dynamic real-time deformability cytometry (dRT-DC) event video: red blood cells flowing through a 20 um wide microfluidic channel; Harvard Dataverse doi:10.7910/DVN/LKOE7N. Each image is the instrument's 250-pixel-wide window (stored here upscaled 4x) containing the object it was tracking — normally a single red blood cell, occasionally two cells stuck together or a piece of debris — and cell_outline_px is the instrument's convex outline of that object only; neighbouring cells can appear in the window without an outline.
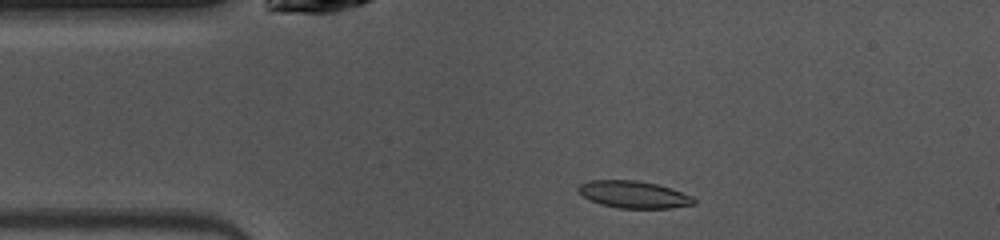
{"species": "common noctule bat (a hibernating species)", "species_latin": "Nyctalus noctula", "temperature_condition": "warm", "stored_images_in_passage": 42, "camera_frame_rate_fps": 3000, "um_per_image_px": 0.085, "animal": {"sex": "female", "body_mass_g": 10.0, "forearm_length_mm": 53.1}, "frame": {"image": 1, "passage_image": 3, "time_ms": 0.667, "image_size_px": [1000, 240], "cell_outline_px": [[696, 204], [668, 208], [616, 208], [600, 204], [588, 200], [576, 188], [580, 184], [588, 180], [636, 180], [656, 184], [672, 188], [692, 196], [696, 200]], "centroid_in_image_um": [53.86, 16.53], "position_along_channel_um": 31.1, "area_um2": 18.38}}
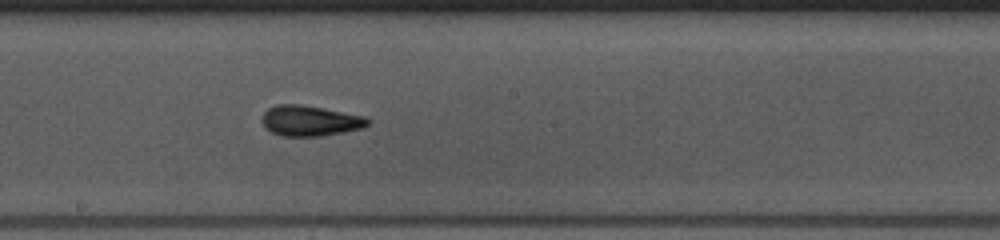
{"frame": {"image": 2, "passage_image": 19, "time_ms": 6.0, "image_size_px": [1000, 240], "cell_outline_px": [[372, 120], [364, 128], [344, 132], [320, 136], [284, 136], [272, 132], [264, 128], [260, 120], [264, 112], [268, 108], [276, 104], [300, 104], [324, 108], [368, 116]], "centroid_in_image_um": [26.38, 10.25], "position_along_channel_um": 221.8, "area_um2": 19.19}}
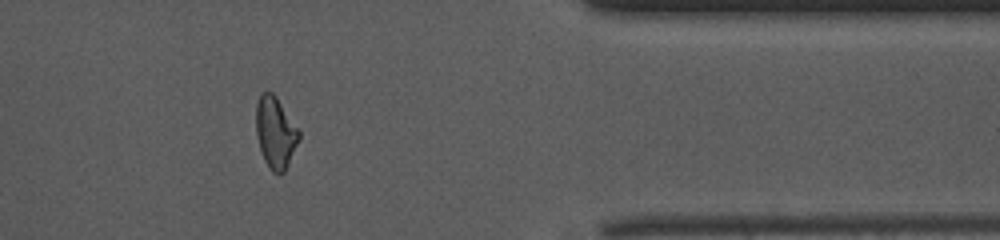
{"frame": {"image": 3, "passage_image": 33, "time_ms": 10.667, "image_size_px": [1000, 240], "cell_outline_px": [[300, 140], [284, 172], [280, 176], [272, 172], [268, 168], [264, 160], [256, 136], [256, 104], [260, 96], [264, 92], [272, 92], [276, 96], [300, 132]], "centroid_in_image_um": [23.41, 11.31], "position_along_channel_um": 388.0, "area_um2": 17.92}, "authors_computed_cell_mechanics": {"area_um2": 18.0914, "velocity_mm_per_s": 4.0728, "shape_relaxation_time_tau1_ms": 3.8655, "shape_relaxation_time_tau2_ms": 3.7831, "deformation_change_tau1": 0.1663, "deformation_change_tau2": 0.0896}}